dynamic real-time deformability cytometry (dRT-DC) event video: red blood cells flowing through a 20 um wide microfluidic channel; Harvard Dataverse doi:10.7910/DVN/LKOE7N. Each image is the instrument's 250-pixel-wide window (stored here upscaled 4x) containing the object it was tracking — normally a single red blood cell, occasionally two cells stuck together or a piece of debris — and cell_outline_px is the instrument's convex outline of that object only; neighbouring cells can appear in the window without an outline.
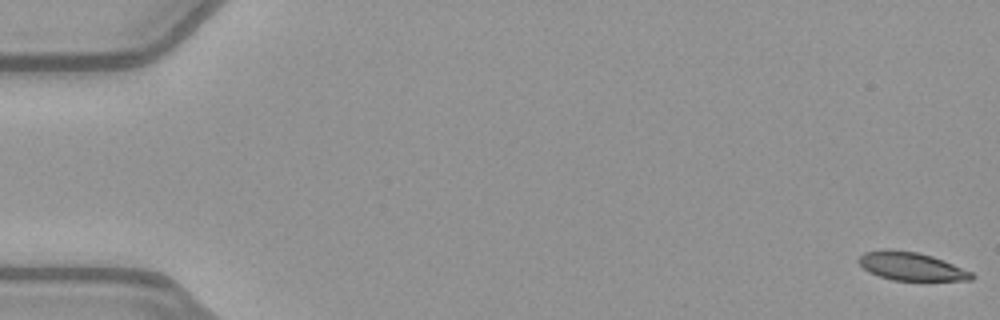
{"species": "common noctule bat (a hibernating species)", "species_latin": "Nyctalus noctula", "temperature_condition": "warm", "stored_images_in_passage": 2, "camera_frame_rate_fps": 3000, "um_per_image_px": 0.085, "animal": {"sex": "female", "body_mass_g": 21.9}, "frame": {"image": 1, "passage_image": 1, "time_ms": 0.0, "image_size_px": [1000, 320], "cell_outline_px": [[976, 276], [972, 280], [892, 280], [868, 272], [856, 260], [864, 252], [884, 248], [888, 248], [916, 252], [932, 256], [944, 260], [972, 272]], "centroid_in_image_um": [77.43, 22.62], "position_along_channel_um": 7.6, "area_um2": 18.67}}